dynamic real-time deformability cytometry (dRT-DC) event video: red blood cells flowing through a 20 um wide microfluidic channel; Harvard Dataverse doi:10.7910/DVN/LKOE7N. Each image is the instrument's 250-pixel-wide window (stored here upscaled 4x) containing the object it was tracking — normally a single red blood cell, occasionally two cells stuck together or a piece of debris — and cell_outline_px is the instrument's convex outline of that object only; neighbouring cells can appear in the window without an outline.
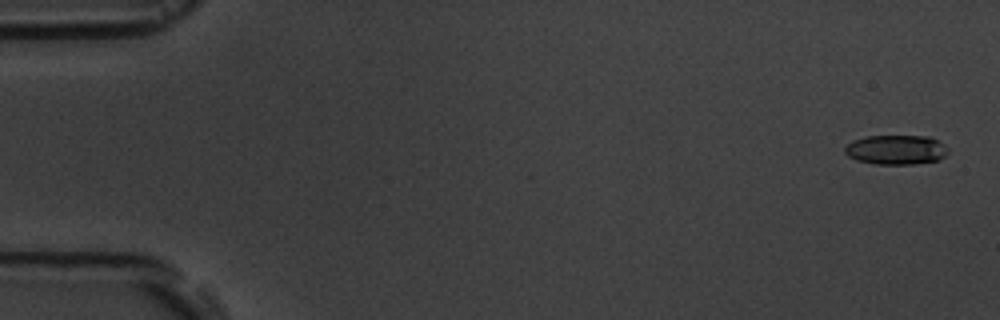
{"species": "common noctule bat (a hibernating species)", "species_latin": "Nyctalus noctula", "temperature_condition": "room temperature", "stored_images_in_passage": 5, "camera_frame_rate_fps": 3000, "um_per_image_px": 0.085, "animal": {"sex": "male", "body_mass_g": 19.5, "forearm_length_mm": 54.6}, "frame": {"image": 1, "passage_image": 1, "time_ms": 0.0, "image_size_px": [1000, 320], "cell_outline_px": [[948, 152], [940, 160], [912, 164], [876, 164], [856, 160], [848, 156], [844, 152], [844, 148], [852, 140], [868, 136], [928, 136], [944, 144], [948, 148]], "centroid_in_image_um": [76.16, 12.73], "position_along_channel_um": 8.8, "area_um2": 17.8}}
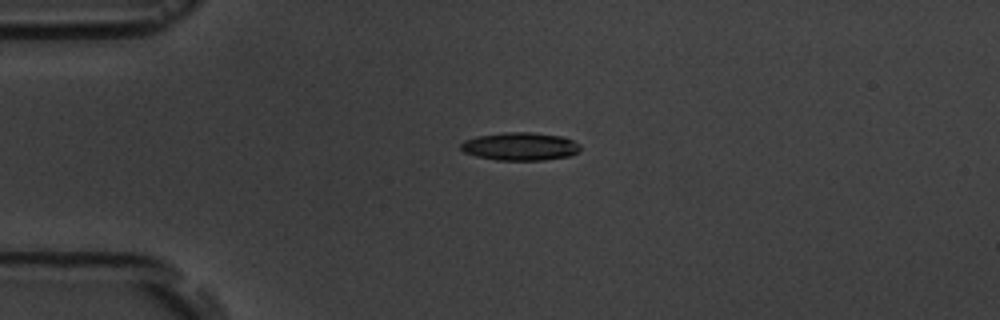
{"frame": {"image": 2, "passage_image": 4, "time_ms": 4.0, "image_size_px": [1000, 320], "cell_outline_px": [[580, 148], [572, 156], [544, 160], [496, 160], [476, 156], [464, 152], [460, 148], [460, 144], [464, 140], [476, 136], [504, 132], [532, 132], [560, 136], [572, 140], [580, 144]], "centroid_in_image_um": [44.19, 12.44], "position_along_channel_um": 40.8, "area_um2": 19.59}}